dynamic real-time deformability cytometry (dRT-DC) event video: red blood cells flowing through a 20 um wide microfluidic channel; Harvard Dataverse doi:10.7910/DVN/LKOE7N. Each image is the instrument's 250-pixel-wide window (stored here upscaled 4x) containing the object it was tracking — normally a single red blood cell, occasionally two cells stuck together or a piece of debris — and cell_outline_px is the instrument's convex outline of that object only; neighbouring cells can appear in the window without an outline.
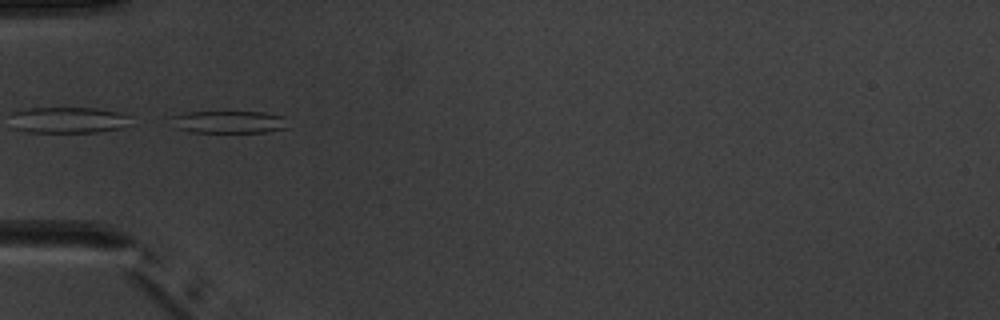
{"species": "common noctule bat (a hibernating species)", "species_latin": "Nyctalus noctula", "temperature_condition": "warm", "stored_images_in_passage": 8, "camera_frame_rate_fps": 3000, "um_per_image_px": 0.085, "animal": {"sex": "male", "body_mass_g": 20.1, "forearm_length_mm": 53.5}, "frame": {"image": 1, "passage_image": 5, "time_ms": 5.667, "image_size_px": [1000, 320], "cell_outline_px": [[288, 128], [268, 132], [188, 132], [176, 128], [168, 116], [188, 112], [264, 112], [284, 116]], "centroid_in_image_um": [19.44, 10.37], "position_along_channel_um": 65.6, "area_um2": 15.43}}
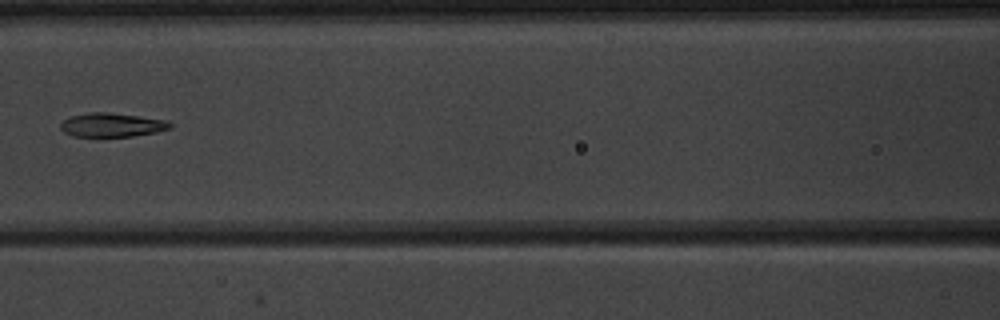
{"frame": {"image": 2, "passage_image": 7, "time_ms": 8.0, "image_size_px": [1000, 320], "cell_outline_px": [[172, 128], [156, 132], [132, 136], [76, 136], [64, 132], [60, 128], [60, 124], [64, 120], [72, 116], [88, 112], [108, 112], [140, 116], [168, 120], [172, 124]], "centroid_in_image_um": [9.55, 10.61], "position_along_channel_um": 157.1, "area_um2": 15.2}}
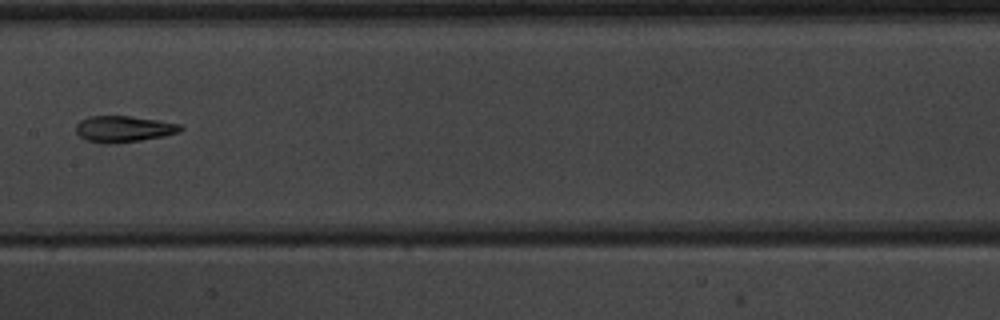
{"frame": {"image": 3, "passage_image": 8, "time_ms": 9.0, "image_size_px": [1000, 320], "cell_outline_px": [[184, 128], [180, 132], [164, 136], [140, 140], [112, 144], [104, 144], [84, 140], [76, 132], [76, 124], [80, 120], [88, 116], [128, 116], [156, 120], [180, 124]], "centroid_in_image_um": [10.48, 10.97], "position_along_channel_um": 196.9, "area_um2": 16.07}}